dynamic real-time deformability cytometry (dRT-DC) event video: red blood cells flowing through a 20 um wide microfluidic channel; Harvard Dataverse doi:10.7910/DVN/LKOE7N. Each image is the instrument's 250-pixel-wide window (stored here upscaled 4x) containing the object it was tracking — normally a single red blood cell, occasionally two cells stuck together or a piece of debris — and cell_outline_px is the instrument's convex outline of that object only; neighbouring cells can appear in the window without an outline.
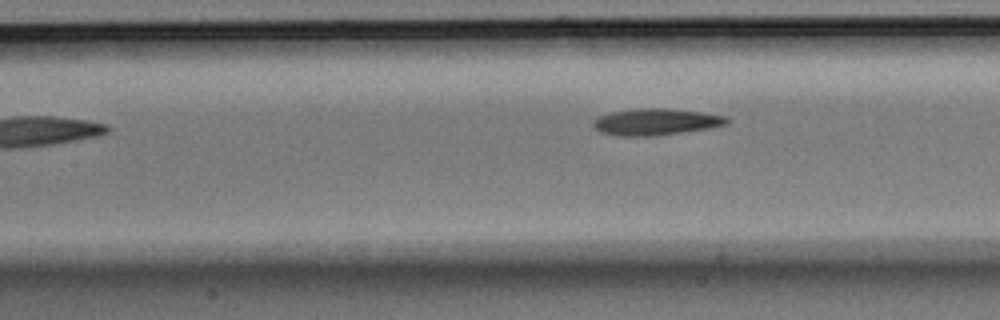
{"species": "Egyptian fruit bat (a non-hibernating species)", "species_latin": "Rousettus aegyptiacus", "temperature_condition": "room temperature", "stored_images_in_passage": 4, "camera_frame_rate_fps": 3000, "um_per_image_px": 0.085, "animal": {"sex": "male"}, "frame": {"image": 1, "passage_image": 4, "time_ms": 1.0, "image_size_px": [1000, 320], "cell_outline_px": [[728, 124], [712, 128], [652, 136], [620, 136], [600, 132], [592, 124], [592, 120], [596, 116], [612, 112], [636, 108], [668, 108], [704, 112], [724, 116], [728, 120]], "centroid_in_image_um": [55.73, 10.35], "position_along_channel_um": 151.7, "area_um2": 20.87}}